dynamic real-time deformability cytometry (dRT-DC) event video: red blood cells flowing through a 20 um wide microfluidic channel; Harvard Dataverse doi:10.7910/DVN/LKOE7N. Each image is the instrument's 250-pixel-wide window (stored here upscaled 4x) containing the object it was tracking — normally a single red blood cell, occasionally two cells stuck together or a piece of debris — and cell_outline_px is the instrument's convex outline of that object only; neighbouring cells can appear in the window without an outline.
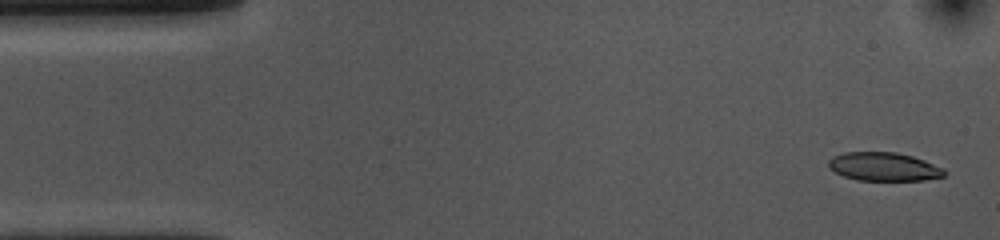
{"species": "common noctule bat (a hibernating species)", "species_latin": "Nyctalus noctula", "temperature_condition": "cold", "stored_images_in_passage": 52, "camera_frame_rate_fps": 3000, "um_per_image_px": 0.085, "animal": {"sex": "female", "body_mass_g": 10.0, "forearm_length_mm": 53.1}, "frame": {"image": 1, "passage_image": 2, "time_ms": 0.333, "image_size_px": [1000, 240], "cell_outline_px": [[948, 172], [944, 176], [924, 180], [856, 180], [844, 176], [828, 168], [828, 160], [832, 156], [844, 152], [896, 152], [912, 156], [924, 160], [944, 168]], "centroid_in_image_um": [75.12, 14.16], "position_along_channel_um": 9.9, "area_um2": 19.36}}
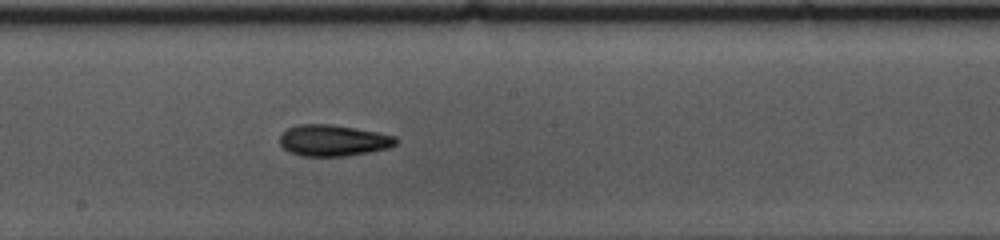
{"frame": {"image": 2, "passage_image": 27, "time_ms": 8.667, "image_size_px": [1000, 240], "cell_outline_px": [[396, 144], [388, 148], [368, 152], [344, 156], [300, 156], [288, 152], [280, 144], [280, 136], [288, 128], [300, 124], [328, 124], [356, 128], [396, 136]], "centroid_in_image_um": [28.3, 11.94], "position_along_channel_um": 219.9, "area_um2": 21.04}}
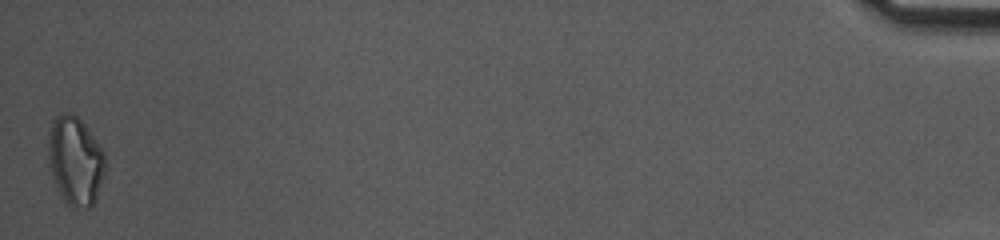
{"frame": {"image": 3, "passage_image": 52, "time_ms": 17.0, "image_size_px": [1000, 240], "cell_outline_px": [[104, 176], [96, 200], [88, 208], [72, 208], [64, 200], [52, 176], [48, 164], [48, 132], [52, 120], [60, 112], [72, 112], [84, 124], [104, 152]], "centroid_in_image_um": [6.38, 13.65], "position_along_channel_um": 428.8, "area_um2": 29.48}, "authors_computed_cell_mechanics": {"area_um2": 20.808, "velocity_mm_per_s": 3.7237, "shape_relaxation_time_tau1_ms": 8.2678, "shape_relaxation_time_tau2_ms": 7.0435, "deformation_change_tau1": 0.162, "deformation_change_tau2": 0.154}}